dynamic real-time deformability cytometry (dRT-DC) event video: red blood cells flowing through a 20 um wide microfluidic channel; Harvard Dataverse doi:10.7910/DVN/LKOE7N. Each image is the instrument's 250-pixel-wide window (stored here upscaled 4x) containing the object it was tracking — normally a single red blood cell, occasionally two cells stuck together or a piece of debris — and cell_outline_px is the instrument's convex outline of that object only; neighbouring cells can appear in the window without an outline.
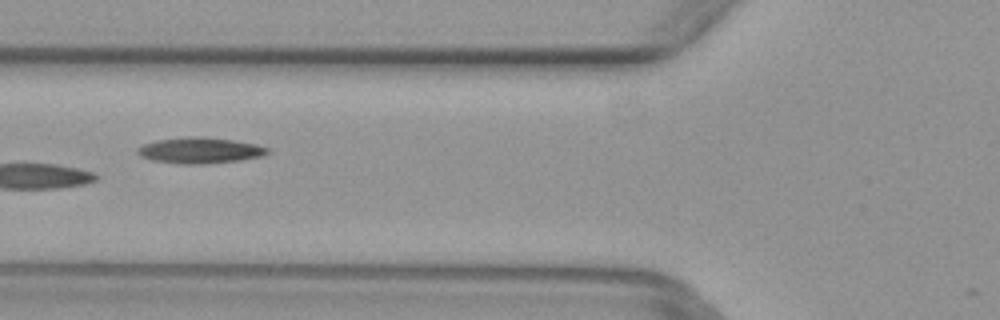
{"species": "common noctule bat (a hibernating species)", "species_latin": "Nyctalus noctula", "temperature_condition": "warm", "stored_images_in_passage": 4, "camera_frame_rate_fps": 3000, "um_per_image_px": 0.085, "animal": {"sex": "female", "body_mass_g": 29.2, "forearm_length_mm": 56.3}, "frame": {"image": 1, "passage_image": 4, "time_ms": 1.0, "image_size_px": [1000, 320], "cell_outline_px": [[272, 152], [264, 156], [240, 160], [204, 164], [180, 164], [152, 160], [140, 156], [136, 152], [136, 148], [144, 144], [156, 140], [188, 136], [200, 136], [232, 140], [256, 144], [268, 148]], "centroid_in_image_um": [17.0, 12.78], "position_along_channel_um": 108.8, "area_um2": 19.83}}